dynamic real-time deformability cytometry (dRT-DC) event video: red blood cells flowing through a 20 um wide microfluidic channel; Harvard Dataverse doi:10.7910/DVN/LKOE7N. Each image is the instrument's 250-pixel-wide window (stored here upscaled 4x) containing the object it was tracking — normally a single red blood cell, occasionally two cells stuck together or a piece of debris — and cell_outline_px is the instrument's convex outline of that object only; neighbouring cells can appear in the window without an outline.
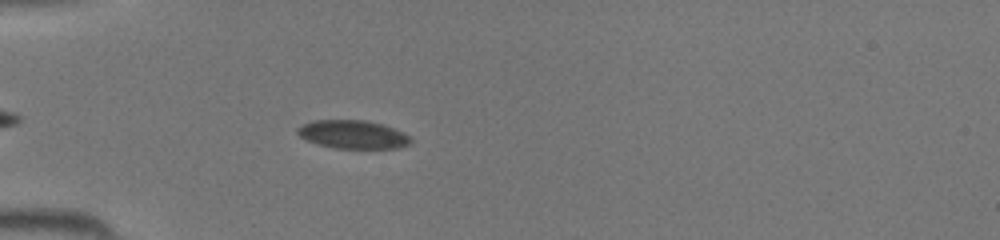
{"species": "common noctule bat (a hibernating species)", "species_latin": "Nyctalus noctula", "temperature_condition": "room temperature", "stored_images_in_passage": 34, "camera_frame_rate_fps": 3000, "um_per_image_px": 0.085, "animal": {"sex": "female", "body_mass_g": 19.5, "forearm_length_mm": 54.1}, "frame": {"image": 1, "passage_image": 5, "time_ms": 1.333, "image_size_px": [1000, 240], "cell_outline_px": [[412, 140], [408, 144], [400, 148], [336, 148], [320, 144], [308, 140], [300, 136], [296, 132], [296, 128], [312, 120], [364, 120], [380, 124], [404, 132]], "centroid_in_image_um": [29.99, 11.42], "position_along_channel_um": 55.0, "area_um2": 18.44}}
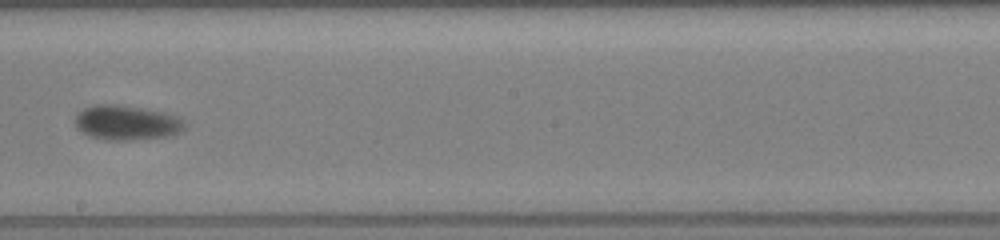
{"frame": {"image": 2, "passage_image": 18, "time_ms": 5.667, "image_size_px": [1000, 240], "cell_outline_px": [[184, 128], [180, 132], [172, 136], [132, 140], [104, 140], [92, 136], [76, 128], [76, 116], [84, 108], [96, 104], [108, 104], [140, 108], [164, 112], [180, 116], [184, 120]], "centroid_in_image_um": [10.81, 10.44], "position_along_channel_um": 237.4, "area_um2": 22.08}}
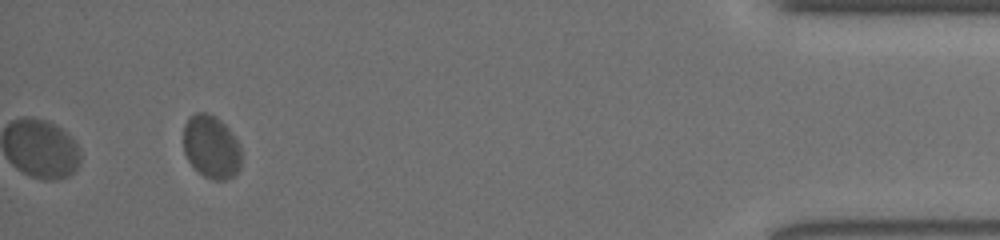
{"frame": {"image": 3, "passage_image": 34, "time_ms": 11.0, "image_size_px": [1000, 240], "cell_outline_px": [[240, 168], [232, 176], [224, 180], [212, 180], [204, 176], [188, 160], [184, 152], [184, 124], [188, 116], [196, 112], [208, 112], [216, 116], [232, 132], [240, 144]], "centroid_in_image_um": [17.95, 12.45], "position_along_channel_um": 417.2, "area_um2": 21.39}}